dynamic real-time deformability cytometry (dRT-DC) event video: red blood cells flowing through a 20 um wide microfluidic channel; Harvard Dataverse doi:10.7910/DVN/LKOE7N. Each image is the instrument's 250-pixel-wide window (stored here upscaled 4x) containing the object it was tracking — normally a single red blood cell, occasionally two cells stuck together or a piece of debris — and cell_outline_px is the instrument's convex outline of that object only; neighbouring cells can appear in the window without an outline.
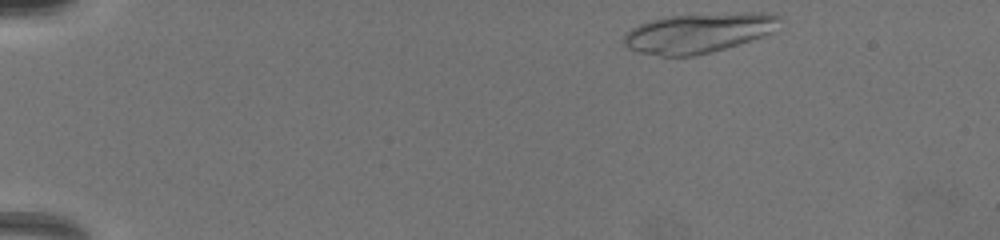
{"species": "common noctule bat (a hibernating species)", "species_latin": "Nyctalus noctula", "temperature_condition": "warm", "stored_images_in_passage": 11, "camera_frame_rate_fps": 3000, "um_per_image_px": 0.085, "animal": {"sex": "female", "body_mass_g": 19.5, "forearm_length_mm": 54.1}, "frame": {"image": 1, "passage_image": 1, "time_ms": 0.0, "image_size_px": [1000, 240], "cell_outline_px": [[784, 20], [776, 32], [712, 52], [692, 56], [660, 56], [640, 52], [628, 48], [620, 40], [632, 28], [648, 20], [668, 16], [740, 12], [768, 12], [780, 16]], "centroid_in_image_um": [59.45, 2.78], "position_along_channel_um": 25.6, "area_um2": 36.59}}